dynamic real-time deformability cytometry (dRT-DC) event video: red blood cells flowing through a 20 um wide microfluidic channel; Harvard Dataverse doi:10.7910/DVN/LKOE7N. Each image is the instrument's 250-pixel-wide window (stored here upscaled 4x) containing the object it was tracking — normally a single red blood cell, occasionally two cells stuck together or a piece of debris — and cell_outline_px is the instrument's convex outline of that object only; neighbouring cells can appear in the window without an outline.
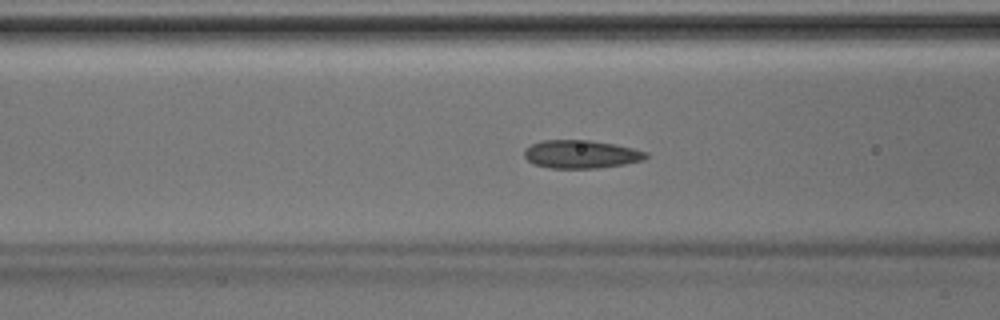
{"species": "Egyptian fruit bat (a non-hibernating species)", "species_latin": "Rousettus aegyptiacus", "temperature_condition": "room temperature", "stored_images_in_passage": 45, "camera_frame_rate_fps": 3000, "um_per_image_px": 0.085, "animal": {"sex": "male"}, "frame": {"image": 1, "passage_image": 17, "time_ms": 5.333, "image_size_px": [1000, 320], "cell_outline_px": [[648, 156], [644, 160], [624, 164], [596, 168], [552, 168], [532, 164], [524, 156], [524, 148], [540, 140], [588, 140], [612, 144], [632, 148], [648, 152]], "centroid_in_image_um": [49.36, 13.11], "position_along_channel_um": 117.2, "area_um2": 19.94}}
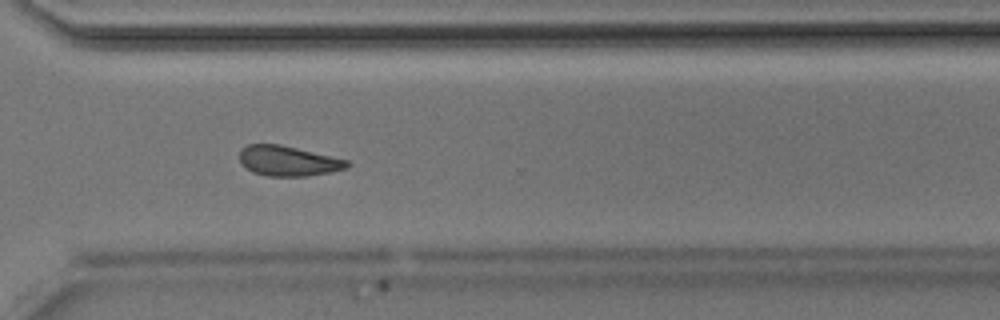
{"frame": {"image": 2, "passage_image": 32, "time_ms": 10.333, "image_size_px": [1000, 320], "cell_outline_px": [[352, 164], [348, 168], [308, 176], [268, 176], [252, 172], [240, 160], [240, 148], [248, 144], [280, 144], [348, 160]], "centroid_in_image_um": [24.51, 13.67], "position_along_channel_um": 346.1, "area_um2": 18.79}}
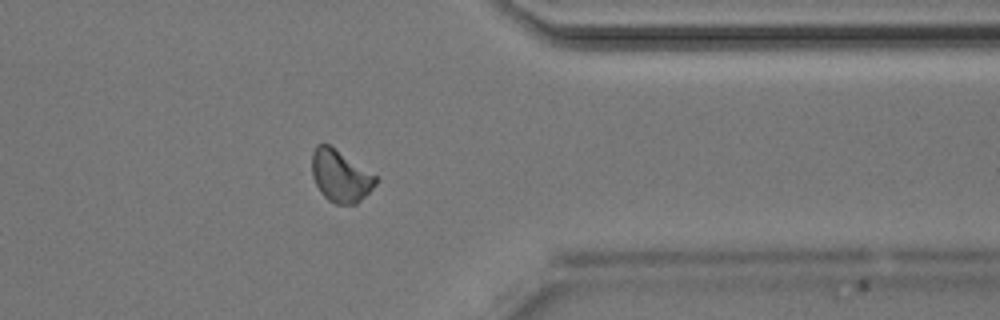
{"frame": {"image": 3, "passage_image": 35, "time_ms": 11.333, "image_size_px": [1000, 320], "cell_outline_px": [[376, 184], [356, 204], [336, 204], [328, 200], [320, 192], [312, 176], [312, 152], [316, 144], [328, 144], [376, 176]], "centroid_in_image_um": [28.89, 14.97], "position_along_channel_um": 382.5, "area_um2": 18.9}}